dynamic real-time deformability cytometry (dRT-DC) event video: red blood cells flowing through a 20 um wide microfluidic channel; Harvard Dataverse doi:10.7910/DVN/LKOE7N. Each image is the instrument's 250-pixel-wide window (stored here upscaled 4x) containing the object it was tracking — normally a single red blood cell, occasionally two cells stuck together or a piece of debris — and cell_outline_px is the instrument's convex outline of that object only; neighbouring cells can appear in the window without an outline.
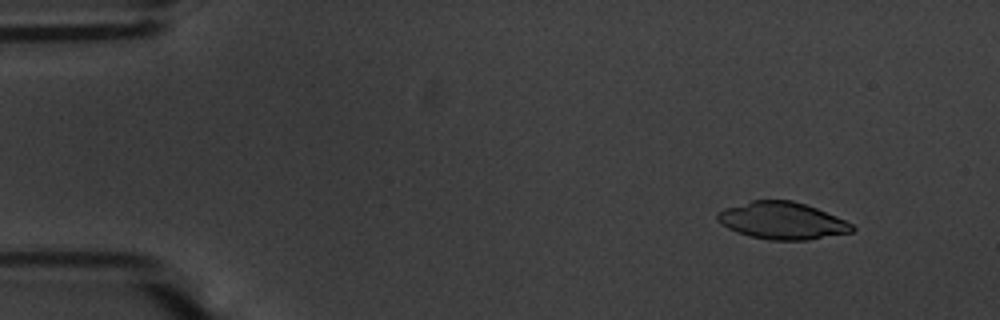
{"species": "common noctule bat (a hibernating species)", "species_latin": "Nyctalus noctula", "temperature_condition": "warm", "stored_images_in_passage": 55, "camera_frame_rate_fps": 3000, "um_per_image_px": 0.085, "animal": {"sex": "male", "body_mass_g": 20.1, "forearm_length_mm": 53.5}, "frame": {"image": 1, "passage_image": 6, "time_ms": 1.667, "image_size_px": [1000, 320], "cell_outline_px": [[856, 228], [852, 232], [808, 240], [768, 240], [748, 236], [736, 232], [728, 228], [716, 220], [716, 212], [724, 208], [752, 200], [792, 200], [816, 208], [836, 216], [852, 224]], "centroid_in_image_um": [66.45, 18.76], "position_along_channel_um": 18.6, "area_um2": 29.25}}